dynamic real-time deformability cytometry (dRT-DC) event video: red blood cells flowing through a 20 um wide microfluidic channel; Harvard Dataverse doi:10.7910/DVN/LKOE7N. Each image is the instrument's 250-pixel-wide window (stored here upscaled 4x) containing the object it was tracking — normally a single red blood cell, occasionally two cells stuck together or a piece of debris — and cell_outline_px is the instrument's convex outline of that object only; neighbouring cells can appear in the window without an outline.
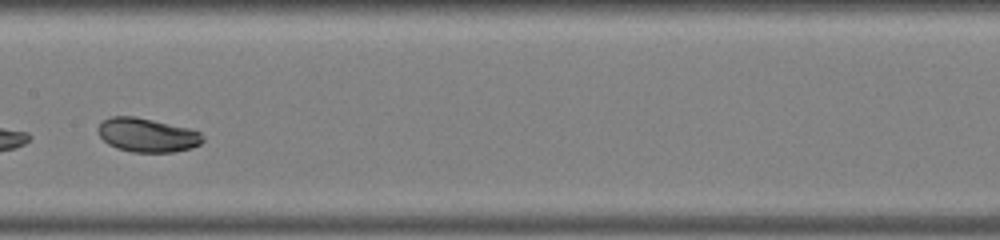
{"species": "common noctule bat (a hibernating species)", "species_latin": "Nyctalus noctula", "temperature_condition": "warm", "stored_images_in_passage": 35, "camera_frame_rate_fps": 3000, "um_per_image_px": 0.085, "animal": {"sex": "male", "body_mass_g": 19.0, "forearm_length_mm": 50.8}, "frame": {"image": 1, "passage_image": 16, "time_ms": 5.0, "image_size_px": [1000, 240], "cell_outline_px": [[204, 140], [200, 144], [192, 148], [172, 152], [132, 152], [116, 148], [108, 144], [96, 132], [96, 128], [104, 120], [112, 116], [136, 116], [188, 128], [200, 132], [204, 136]], "centroid_in_image_um": [12.5, 11.48], "position_along_channel_um": 194.9, "area_um2": 20.81}, "authors_computed_cell_mechanics": {"area_um2": 21.1548, "velocity_mm_per_s": 4.2207, "shape_relaxation_time_tau1_ms": 1.3767, "shape_relaxation_time_tau2_ms": 6.3082, "deformation_change_tau1": 0.0895, "deformation_change_tau2": 0.0666}}